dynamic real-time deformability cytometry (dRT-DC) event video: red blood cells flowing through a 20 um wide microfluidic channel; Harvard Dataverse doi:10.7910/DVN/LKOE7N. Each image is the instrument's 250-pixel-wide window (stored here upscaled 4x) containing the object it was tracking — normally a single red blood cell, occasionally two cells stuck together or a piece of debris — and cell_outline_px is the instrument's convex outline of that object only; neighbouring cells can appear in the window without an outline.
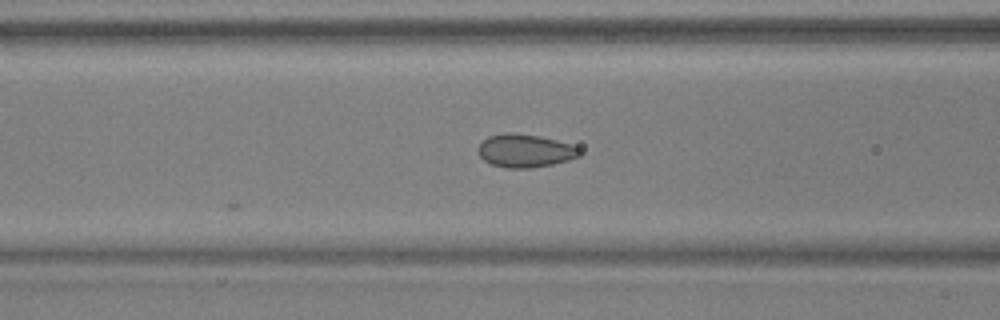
{"species": "common noctule bat (a hibernating species)", "species_latin": "Nyctalus noctula", "temperature_condition": "warm", "stored_images_in_passage": 28, "camera_frame_rate_fps": 3000, "um_per_image_px": 0.085, "animal": {"sex": "male", "body_mass_g": 17.9, "forearm_length_mm": 54.2}, "frame": {"image": 1, "passage_image": 8, "time_ms": 2.333, "image_size_px": [1000, 320], "cell_outline_px": [[584, 152], [580, 156], [568, 160], [552, 164], [528, 168], [508, 168], [492, 164], [484, 160], [476, 152], [476, 148], [488, 136], [504, 132], [512, 132], [536, 136], [556, 140], [580, 148]], "centroid_in_image_um": [44.61, 12.81], "position_along_channel_um": 122.0, "area_um2": 19.59}}
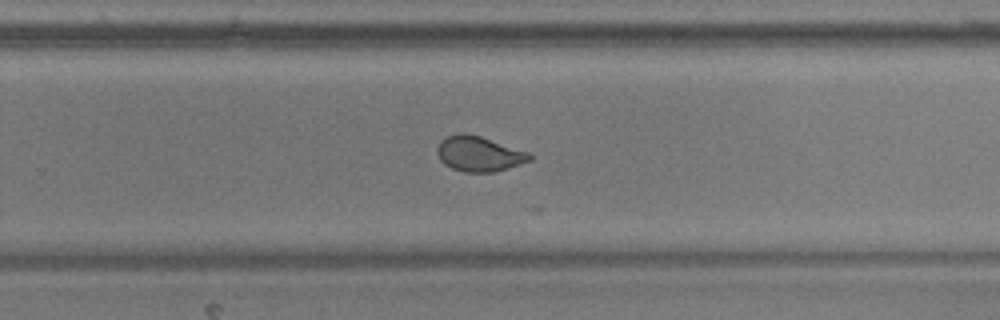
{"frame": {"image": 2, "passage_image": 21, "time_ms": 6.667, "image_size_px": [1000, 320], "cell_outline_px": [[532, 160], [496, 172], [464, 172], [452, 168], [444, 164], [440, 160], [436, 152], [436, 148], [440, 140], [448, 136], [460, 132], [464, 132], [480, 136], [528, 152], [532, 156]], "centroid_in_image_um": [40.68, 13.07], "position_along_channel_um": 289.1, "area_um2": 19.02}}
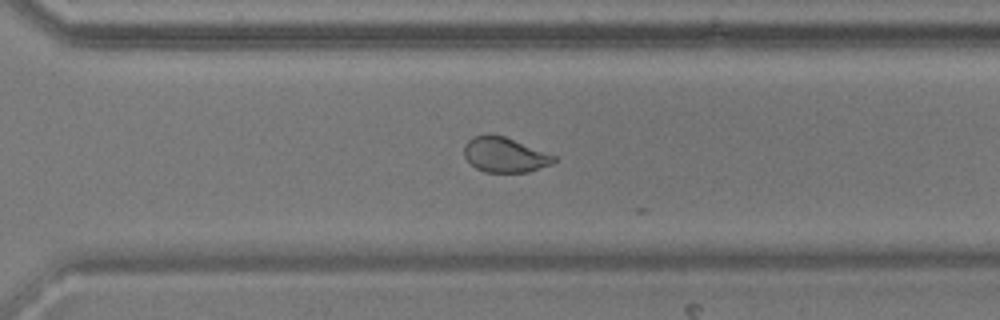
{"frame": {"image": 3, "passage_image": 24, "time_ms": 7.667, "image_size_px": [1000, 320], "cell_outline_px": [[556, 160], [552, 164], [528, 172], [484, 172], [476, 168], [464, 156], [464, 144], [468, 140], [476, 136], [504, 136], [556, 156]], "centroid_in_image_um": [42.91, 13.19], "position_along_channel_um": 327.7, "area_um2": 17.92}}